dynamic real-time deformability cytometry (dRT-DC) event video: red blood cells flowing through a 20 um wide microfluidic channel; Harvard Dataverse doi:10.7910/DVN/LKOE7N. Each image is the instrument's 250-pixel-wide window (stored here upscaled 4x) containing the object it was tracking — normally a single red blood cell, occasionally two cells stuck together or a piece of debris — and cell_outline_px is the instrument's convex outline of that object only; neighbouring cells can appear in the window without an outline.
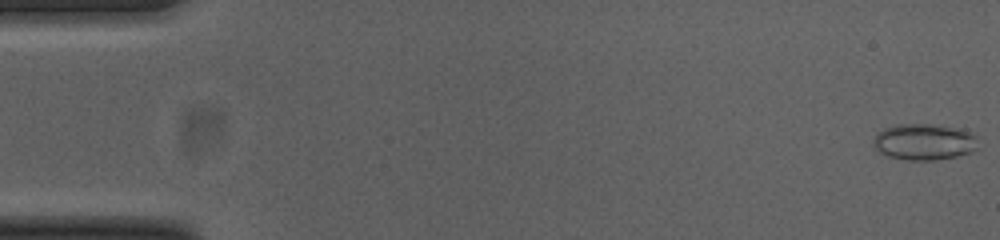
{"species": "common noctule bat (a hibernating species)", "species_latin": "Nyctalus noctula", "temperature_condition": "cold", "stored_images_in_passage": 53, "camera_frame_rate_fps": 3000, "um_per_image_px": 0.085, "animal": {"sex": "female", "body_mass_g": 23.0, "forearm_length_mm": 53.4}, "frame": {"image": 1, "passage_image": 1, "time_ms": 0.0, "image_size_px": [1000, 240], "cell_outline_px": [[976, 148], [972, 152], [956, 156], [936, 160], [908, 160], [888, 156], [880, 152], [876, 148], [872, 140], [876, 132], [884, 128], [896, 124], [928, 124], [964, 128], [976, 136]], "centroid_in_image_um": [78.54, 12.04], "position_along_channel_um": 6.5, "area_um2": 22.31}}
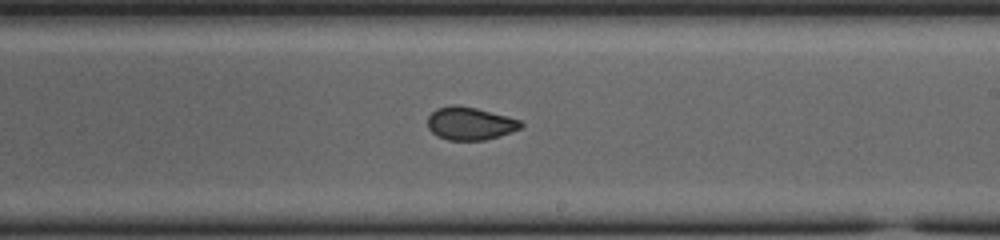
{"frame": {"image": 2, "passage_image": 31, "time_ms": 10.0, "image_size_px": [1000, 240], "cell_outline_px": [[524, 124], [520, 128], [500, 136], [484, 140], [448, 140], [436, 136], [428, 128], [428, 116], [436, 108], [452, 104], [460, 104], [476, 108], [520, 120]], "centroid_in_image_um": [39.91, 10.49], "position_along_channel_um": 249.1, "area_um2": 17.92}}
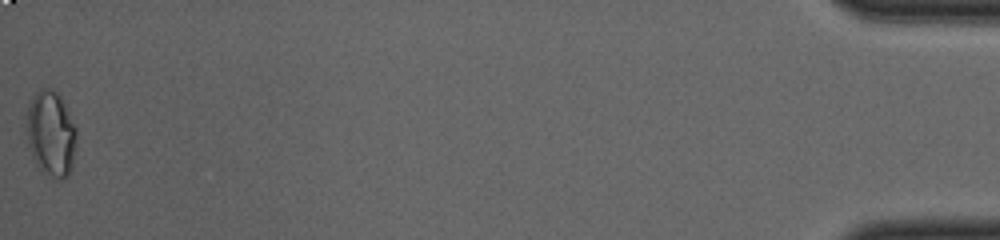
{"frame": {"image": 3, "passage_image": 53, "time_ms": 17.333, "image_size_px": [1000, 240], "cell_outline_px": [[76, 144], [72, 164], [68, 176], [60, 180], [52, 176], [40, 168], [36, 164], [32, 156], [28, 144], [28, 104], [36, 92], [40, 88], [52, 88], [60, 96], [76, 128]], "centroid_in_image_um": [4.35, 11.34], "position_along_channel_um": 430.9, "area_um2": 24.45}, "authors_computed_cell_mechanics": {"area_um2": 19.0162, "velocity_mm_per_s": 3.852, "shape_relaxation_time_tau1_ms": null, "shape_relaxation_time_tau2_ms": 1.0658, "deformation_change_tau1": null, "deformation_change_tau2": 0.0388}}